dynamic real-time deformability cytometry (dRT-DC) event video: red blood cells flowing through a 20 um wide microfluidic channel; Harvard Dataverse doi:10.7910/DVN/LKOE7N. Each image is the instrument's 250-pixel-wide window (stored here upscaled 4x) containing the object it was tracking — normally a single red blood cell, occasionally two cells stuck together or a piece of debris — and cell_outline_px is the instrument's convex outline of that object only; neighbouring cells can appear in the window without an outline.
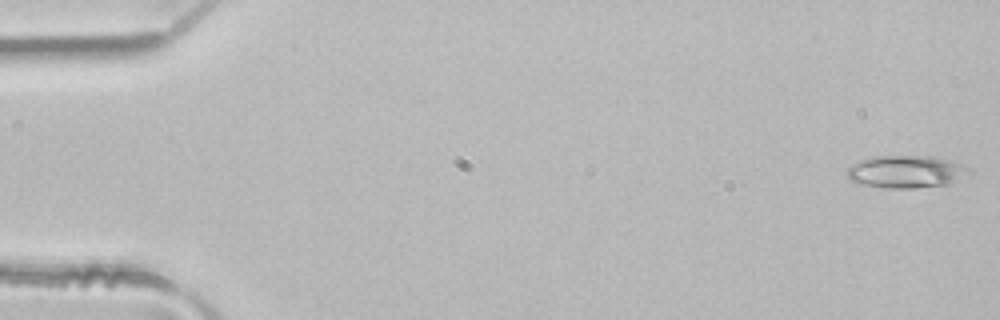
{"species": "common noctule bat (a hibernating species)", "species_latin": "Nyctalus noctula", "temperature_condition": "room temperature", "stored_images_in_passage": 49, "camera_frame_rate_fps": 3000, "um_per_image_px": 0.085, "animal": {"sex": "male", "body_mass_g": 21.5, "forearm_length_mm": 52.0}, "frame": {"image": 1, "passage_image": 1, "time_ms": 0.0, "image_size_px": [1000, 320], "cell_outline_px": [[972, 172], [968, 176], [948, 184], [912, 188], [884, 188], [864, 184], [848, 180], [844, 176], [848, 168], [852, 164], [860, 160], [872, 156], [932, 156], [948, 160], [960, 164], [968, 168]], "centroid_in_image_um": [76.99, 14.59], "position_along_channel_um": 8.0, "area_um2": 23.24}}
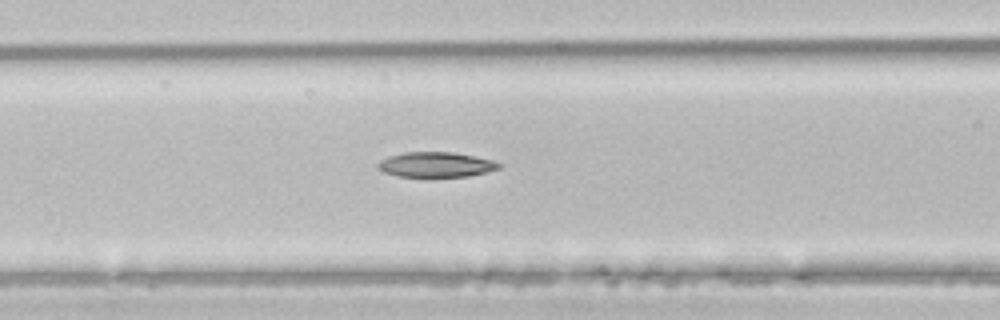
{"frame": {"image": 2, "passage_image": 20, "time_ms": 6.333, "image_size_px": [1000, 320], "cell_outline_px": [[504, 164], [500, 168], [488, 172], [468, 176], [432, 180], [428, 180], [400, 176], [384, 172], [376, 164], [380, 160], [388, 156], [404, 152], [452, 152], [476, 156], [492, 160]], "centroid_in_image_um": [37.08, 14.04], "position_along_channel_um": 129.5, "area_um2": 18.67}}
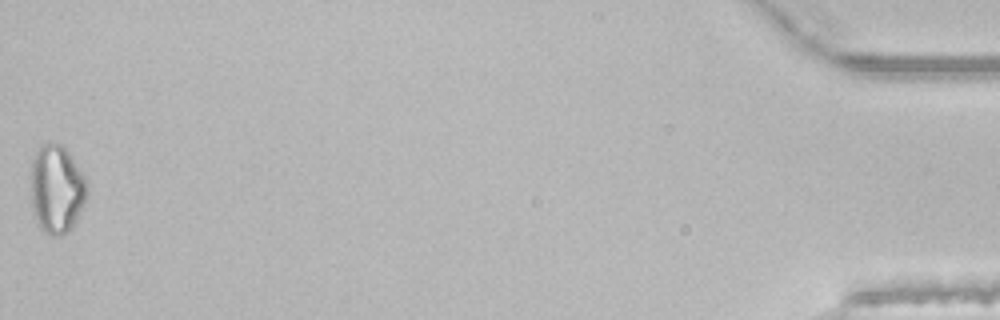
{"frame": {"image": 3, "passage_image": 49, "time_ms": 16.0, "image_size_px": [1000, 320], "cell_outline_px": [[88, 192], [84, 204], [76, 220], [60, 236], [52, 236], [44, 232], [40, 228], [32, 204], [32, 160], [40, 144], [48, 140], [60, 144], [64, 148], [76, 164], [84, 176], [88, 188]], "centroid_in_image_um": [4.81, 16.03], "position_along_channel_um": 430.4, "area_um2": 28.5}}